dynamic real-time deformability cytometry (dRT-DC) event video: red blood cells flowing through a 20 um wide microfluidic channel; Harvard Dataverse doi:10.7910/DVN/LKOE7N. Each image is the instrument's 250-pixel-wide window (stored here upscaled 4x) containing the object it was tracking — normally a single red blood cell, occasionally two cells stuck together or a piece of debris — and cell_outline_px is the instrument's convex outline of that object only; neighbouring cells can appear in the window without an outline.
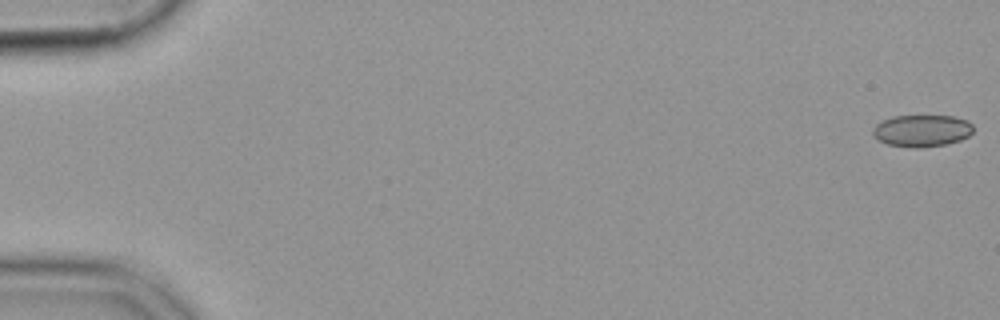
{"species": "common noctule bat (a hibernating species)", "species_latin": "Nyctalus noctula", "temperature_condition": "cold", "stored_images_in_passage": 13, "camera_frame_rate_fps": 3000, "um_per_image_px": 0.085, "animal": {"sex": "female", "body_mass_g": 19.9}, "frame": {"image": 1, "passage_image": 1, "time_ms": 0.0, "image_size_px": [1000, 320], "cell_outline_px": [[972, 132], [968, 136], [960, 140], [948, 144], [916, 148], [888, 144], [872, 136], [872, 128], [876, 124], [892, 116], [952, 116], [968, 120], [972, 124]], "centroid_in_image_um": [78.36, 11.11], "position_along_channel_um": 6.6, "area_um2": 18.67}}